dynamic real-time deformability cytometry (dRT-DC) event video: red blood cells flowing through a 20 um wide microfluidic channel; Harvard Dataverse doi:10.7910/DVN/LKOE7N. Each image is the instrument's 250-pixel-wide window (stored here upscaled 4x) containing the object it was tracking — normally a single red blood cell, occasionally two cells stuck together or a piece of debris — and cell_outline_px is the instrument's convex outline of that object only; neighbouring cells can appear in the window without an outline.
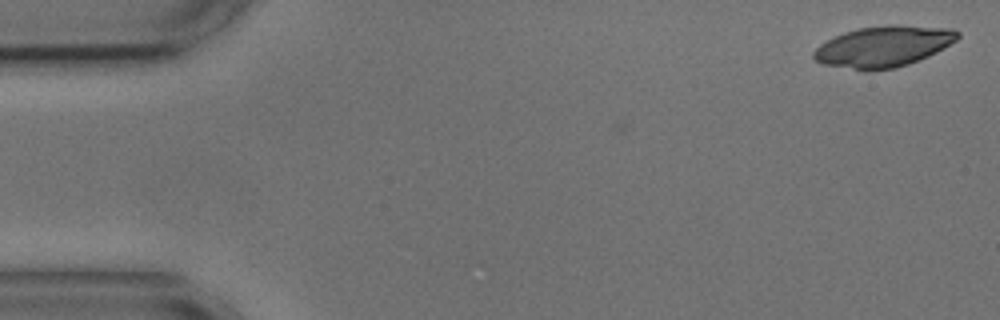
{"species": "common noctule bat (a hibernating species)", "species_latin": "Nyctalus noctula", "temperature_condition": "cold", "stored_images_in_passage": 2, "camera_frame_rate_fps": 3000, "um_per_image_px": 0.085, "animal": {"sex": "male", "body_mass_g": 17.9, "forearm_length_mm": 54.2}, "frame": {"image": 1, "passage_image": 2, "time_ms": 1.0, "image_size_px": [1000, 320], "cell_outline_px": [[960, 36], [956, 40], [936, 52], [928, 56], [908, 64], [896, 68], [864, 72], [824, 64], [816, 60], [812, 56], [812, 52], [820, 44], [844, 32], [860, 28], [952, 28], [960, 32]], "centroid_in_image_um": [75.03, 4.03], "position_along_channel_um": 10.0, "area_um2": 33.18}}